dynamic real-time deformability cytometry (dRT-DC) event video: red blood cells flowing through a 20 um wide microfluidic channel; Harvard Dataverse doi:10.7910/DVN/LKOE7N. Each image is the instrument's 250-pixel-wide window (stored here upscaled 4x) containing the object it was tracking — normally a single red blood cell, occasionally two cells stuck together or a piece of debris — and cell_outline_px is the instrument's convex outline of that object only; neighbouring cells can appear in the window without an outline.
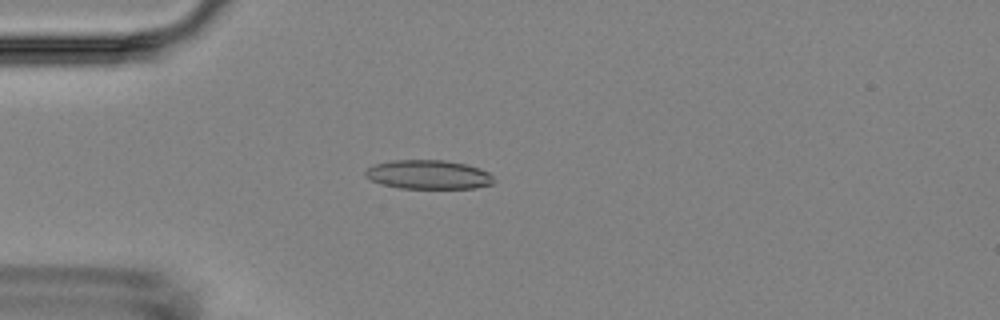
{"species": "Egyptian fruit bat (a non-hibernating species)", "species_latin": "Rousettus aegyptiacus", "temperature_condition": "room temperature", "stored_images_in_passage": 37, "camera_frame_rate_fps": 3000, "um_per_image_px": 0.085, "animal": {"sex": "female"}, "frame": {"image": 1, "passage_image": 8, "time_ms": 2.333, "image_size_px": [1000, 320], "cell_outline_px": [[492, 184], [476, 188], [400, 188], [384, 184], [372, 180], [364, 176], [364, 172], [368, 168], [376, 164], [392, 160], [444, 160], [464, 164], [480, 168], [488, 172], [492, 176]], "centroid_in_image_um": [36.41, 14.84], "position_along_channel_um": 48.6, "area_um2": 21.5}}
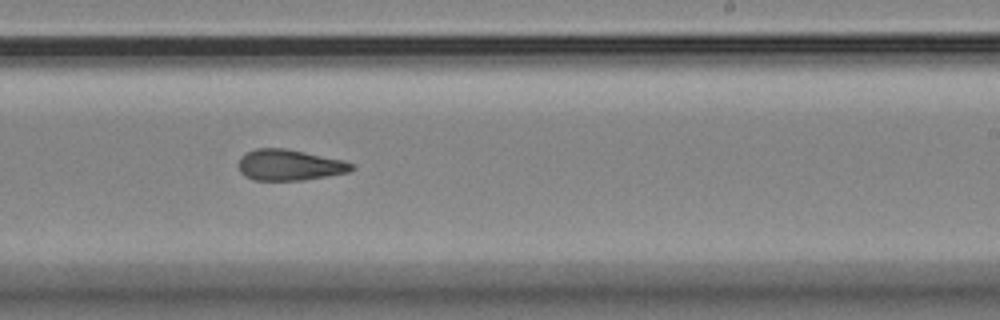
{"frame": {"image": 2, "passage_image": 27, "time_ms": 8.667, "image_size_px": [1000, 320], "cell_outline_px": [[356, 168], [348, 172], [328, 176], [304, 180], [256, 180], [244, 176], [240, 172], [240, 156], [256, 148], [284, 148], [344, 160], [352, 164]], "centroid_in_image_um": [24.62, 14.03], "position_along_channel_um": 264.4, "area_um2": 20.29}}
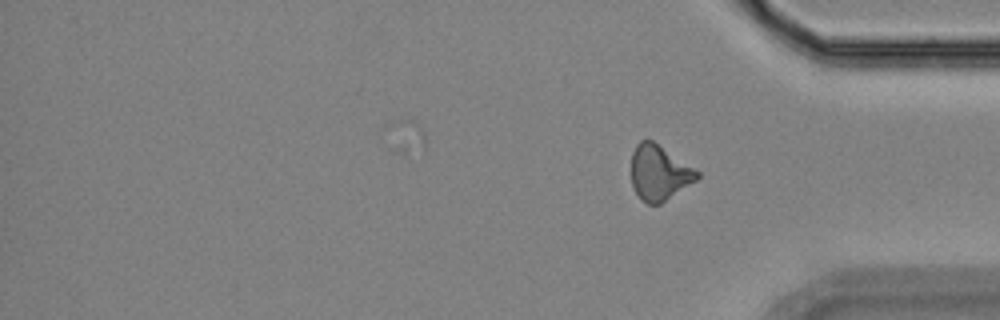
{"frame": {"image": 3, "passage_image": 37, "time_ms": 12.0, "image_size_px": [1000, 320], "cell_outline_px": [[700, 176], [696, 180], [660, 204], [648, 204], [640, 200], [632, 188], [632, 152], [636, 144], [640, 140], [652, 140], [700, 172]], "centroid_in_image_um": [56.0, 14.7], "position_along_channel_um": 379.2, "area_um2": 21.04}, "authors_computed_cell_mechanics": {"area_um2": 20.8658, "velocity_mm_per_s": 3.6043, "shape_relaxation_time_tau1_ms": null, "shape_relaxation_time_tau2_ms": 3.0879, "deformation_change_tau1": null, "deformation_change_tau2": 0.1196}}